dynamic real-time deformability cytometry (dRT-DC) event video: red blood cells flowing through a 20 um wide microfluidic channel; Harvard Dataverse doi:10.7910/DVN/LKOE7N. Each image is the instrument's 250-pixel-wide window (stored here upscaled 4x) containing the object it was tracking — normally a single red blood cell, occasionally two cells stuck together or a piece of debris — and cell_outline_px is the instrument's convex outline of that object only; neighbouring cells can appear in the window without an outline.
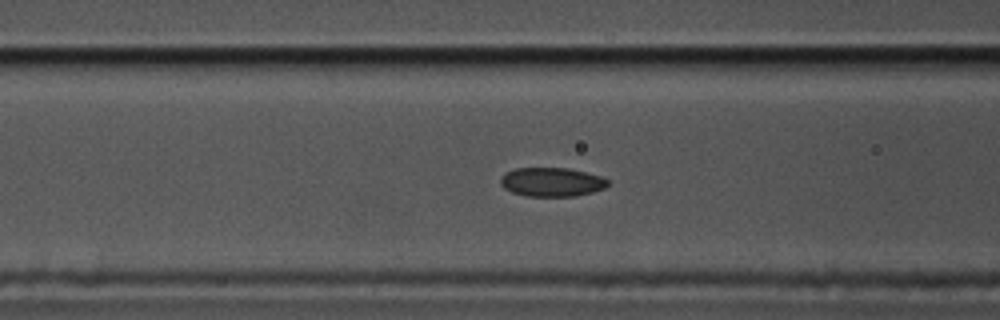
{"species": "common noctule bat (a hibernating species)", "species_latin": "Nyctalus noctula", "temperature_condition": "cold", "stored_images_in_passage": 42, "camera_frame_rate_fps": 3000, "um_per_image_px": 0.085, "animal": {"sex": "male", "body_mass_g": 17.5, "forearm_length_mm": 52.3}, "frame": {"image": 1, "passage_image": 6, "time_ms": 1.667, "image_size_px": [1000, 320], "cell_outline_px": [[608, 184], [604, 188], [592, 192], [576, 196], [528, 196], [512, 192], [504, 188], [500, 184], [500, 176], [516, 168], [568, 168], [600, 176], [608, 180]], "centroid_in_image_um": [46.88, 15.47], "position_along_channel_um": 119.7, "area_um2": 17.98}}
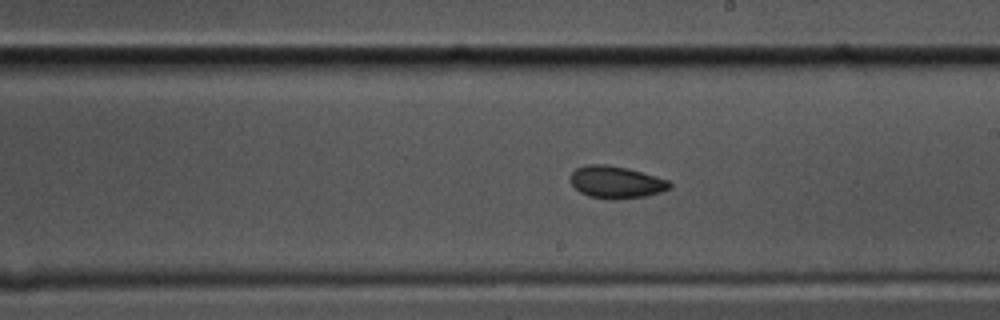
{"frame": {"image": 2, "passage_image": 16, "time_ms": 5.0, "image_size_px": [1000, 320], "cell_outline_px": [[672, 188], [648, 196], [612, 200], [588, 196], [580, 192], [568, 180], [568, 176], [576, 168], [584, 164], [608, 164], [628, 168], [656, 176], [668, 180], [672, 184]], "centroid_in_image_um": [52.35, 15.48], "position_along_channel_um": 236.7, "area_um2": 19.02}}
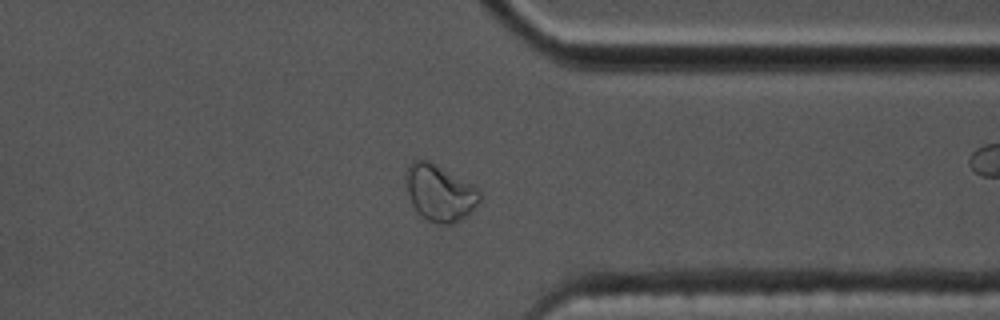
{"frame": {"image": 3, "passage_image": 28, "time_ms": 9.0, "image_size_px": [1000, 320], "cell_outline_px": [[480, 200], [468, 216], [456, 224], [436, 224], [428, 220], [412, 204], [408, 196], [408, 168], [412, 160], [428, 160], [436, 164], [476, 188], [480, 192]], "centroid_in_image_um": [37.41, 16.43], "position_along_channel_um": 374.0, "area_um2": 23.64}, "authors_computed_cell_mechanics": {"area_um2": 18.7272, "velocity_mm_per_s": 3.5162, "shape_relaxation_time_tau1_ms": null, "shape_relaxation_time_tau2_ms": 2.8765, "deformation_change_tau1": null, "deformation_change_tau2": 0.0585}}